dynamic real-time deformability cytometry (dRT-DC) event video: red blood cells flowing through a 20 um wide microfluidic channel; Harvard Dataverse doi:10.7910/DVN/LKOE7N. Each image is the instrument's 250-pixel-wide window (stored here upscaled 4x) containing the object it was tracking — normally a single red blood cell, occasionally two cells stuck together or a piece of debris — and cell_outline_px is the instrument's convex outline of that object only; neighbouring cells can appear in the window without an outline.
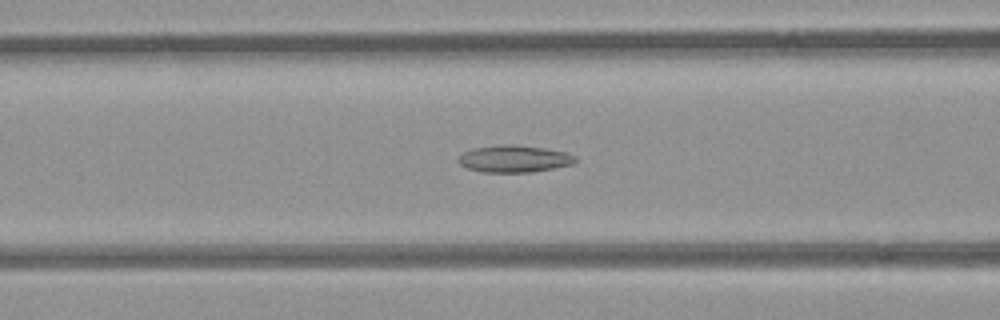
{"species": "common noctule bat (a hibernating species)", "species_latin": "Nyctalus noctula", "temperature_condition": "room temperature", "stored_images_in_passage": 40, "camera_frame_rate_fps": 3000, "um_per_image_px": 0.085, "animal": {"sex": "female", "body_mass_g": 21.9}, "frame": {"image": 1, "passage_image": 10, "time_ms": 3.0, "image_size_px": [1000, 320], "cell_outline_px": [[576, 164], [532, 172], [480, 172], [468, 168], [460, 164], [456, 160], [464, 152], [472, 148], [504, 144], [512, 144], [544, 148], [564, 152], [576, 156]], "centroid_in_image_um": [43.71, 13.5], "position_along_channel_um": 122.9, "area_um2": 18.5}}
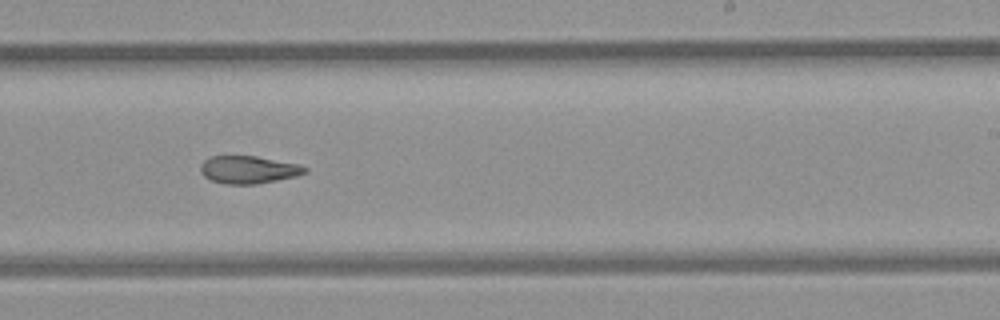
{"frame": {"image": 2, "passage_image": 21, "time_ms": 6.667, "image_size_px": [1000, 320], "cell_outline_px": [[308, 172], [296, 176], [256, 184], [224, 184], [212, 180], [204, 176], [200, 172], [200, 164], [204, 160], [212, 156], [256, 156], [296, 164], [308, 168]], "centroid_in_image_um": [21.09, 14.42], "position_along_channel_um": 267.9, "area_um2": 16.7}}
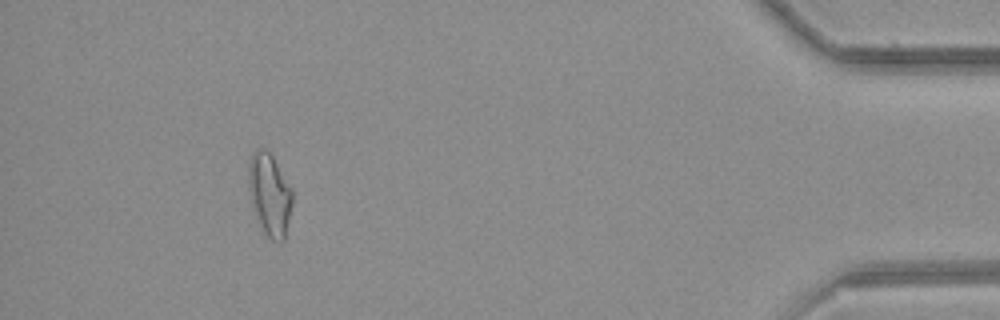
{"frame": {"image": 3, "passage_image": 37, "time_ms": 12.0, "image_size_px": [1000, 320], "cell_outline_px": [[292, 204], [284, 240], [280, 244], [272, 240], [264, 232], [252, 208], [248, 184], [248, 164], [252, 152], [256, 148], [264, 148], [272, 156], [292, 188]], "centroid_in_image_um": [22.9, 16.52], "position_along_channel_um": 412.3, "area_um2": 21.1}}